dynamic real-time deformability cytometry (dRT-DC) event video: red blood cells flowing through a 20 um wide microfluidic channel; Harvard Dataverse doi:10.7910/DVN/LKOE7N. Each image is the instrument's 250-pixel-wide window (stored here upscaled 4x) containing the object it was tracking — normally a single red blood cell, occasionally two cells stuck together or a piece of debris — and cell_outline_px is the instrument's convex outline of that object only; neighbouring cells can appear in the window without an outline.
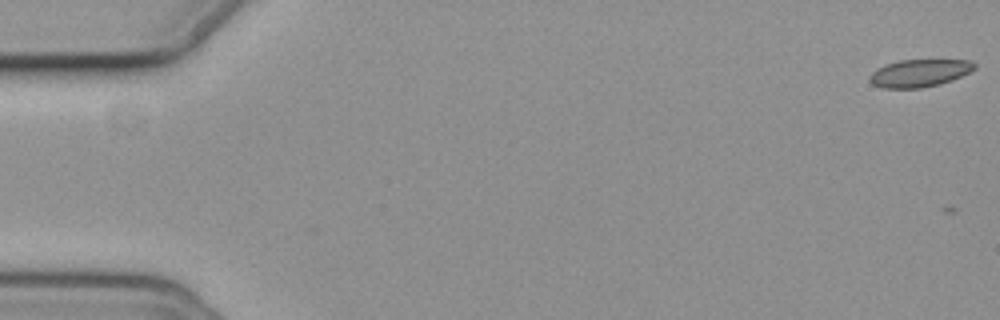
{"species": "common noctule bat (a hibernating species)", "species_latin": "Nyctalus noctula", "temperature_condition": "cold", "stored_images_in_passage": 2, "camera_frame_rate_fps": 3000, "um_per_image_px": 0.085, "animal": {"sex": "female", "body_mass_g": 19.3, "forearm_length_mm": 54.1}, "frame": {"image": 1, "passage_image": 1, "time_ms": 0.0, "image_size_px": [1000, 320], "cell_outline_px": [[976, 68], [952, 80], [940, 84], [920, 88], [884, 88], [872, 84], [868, 80], [868, 76], [876, 68], [884, 64], [900, 60], [972, 60], [976, 64]], "centroid_in_image_um": [78.11, 6.21], "position_along_channel_um": 6.9, "area_um2": 16.94}}